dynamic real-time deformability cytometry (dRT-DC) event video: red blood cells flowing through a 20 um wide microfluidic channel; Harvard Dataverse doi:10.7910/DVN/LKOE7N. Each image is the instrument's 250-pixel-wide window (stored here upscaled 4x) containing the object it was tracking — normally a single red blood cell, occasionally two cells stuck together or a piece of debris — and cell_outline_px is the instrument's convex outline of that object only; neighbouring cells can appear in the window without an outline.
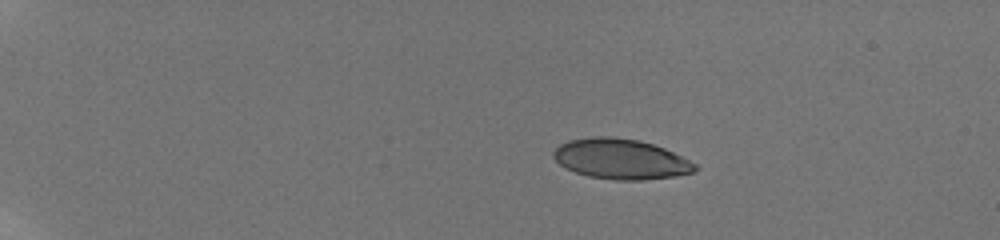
{"species": "human", "species_latin": "Homo sapiens", "temperature_condition": "room temperature", "stored_images_in_passage": 24, "camera_frame_rate_fps": 3000, "um_per_image_px": 0.085, "donor": {"sex": "male"}, "frame": {"image": 1, "passage_image": 1, "time_ms": 0.0, "image_size_px": [1000, 240], "cell_outline_px": [[696, 168], [692, 172], [676, 176], [640, 180], [616, 180], [588, 176], [576, 172], [560, 164], [552, 156], [552, 152], [560, 144], [568, 140], [592, 136], [612, 136], [640, 140], [664, 148], [696, 164]], "centroid_in_image_um": [52.73, 13.5], "position_along_channel_um": 32.3, "area_um2": 33.0}}